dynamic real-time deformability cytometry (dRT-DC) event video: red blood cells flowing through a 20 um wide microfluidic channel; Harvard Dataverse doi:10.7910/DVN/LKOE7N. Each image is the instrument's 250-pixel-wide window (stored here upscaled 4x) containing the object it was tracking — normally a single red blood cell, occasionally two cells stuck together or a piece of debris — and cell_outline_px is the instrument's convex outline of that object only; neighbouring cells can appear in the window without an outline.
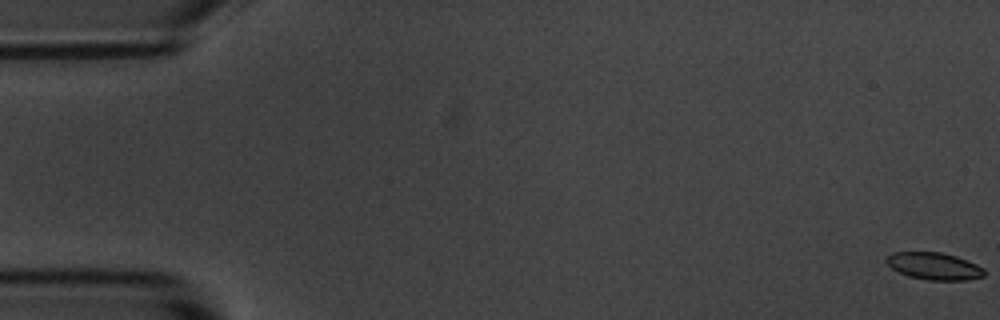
{"species": "common noctule bat (a hibernating species)", "species_latin": "Nyctalus noctula", "temperature_condition": "room temperature", "stored_images_in_passage": 10, "camera_frame_rate_fps": 3000, "um_per_image_px": 0.085, "animal": {"sex": "male", "body_mass_g": 20.1, "forearm_length_mm": 53.5}, "frame": {"image": 1, "passage_image": 1, "time_ms": 0.0, "image_size_px": [1000, 320], "cell_outline_px": [[984, 276], [964, 280], [928, 280], [908, 276], [892, 268], [884, 260], [892, 252], [940, 252], [956, 256], [976, 264], [984, 268]], "centroid_in_image_um": [79.39, 22.61], "position_along_channel_um": 5.6, "area_um2": 15.37}}
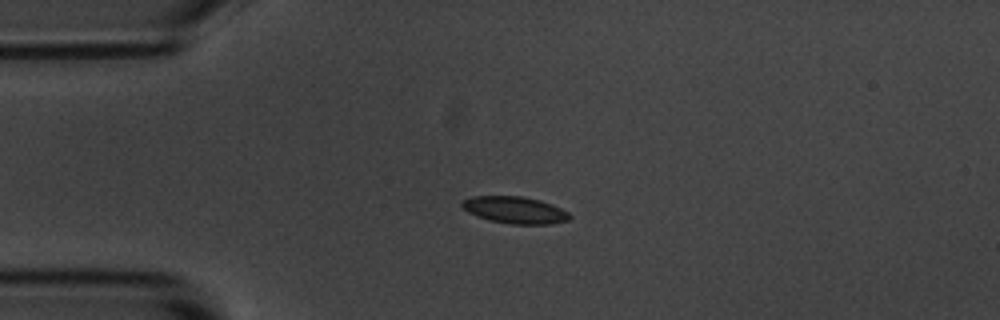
{"frame": {"image": 2, "passage_image": 4, "time_ms": 4.333, "image_size_px": [1000, 320], "cell_outline_px": [[572, 216], [568, 220], [552, 224], [512, 224], [488, 220], [476, 216], [468, 212], [460, 204], [464, 200], [472, 196], [524, 196], [540, 200], [552, 204], [568, 212]], "centroid_in_image_um": [43.78, 17.85], "position_along_channel_um": 41.2, "area_um2": 16.94}}
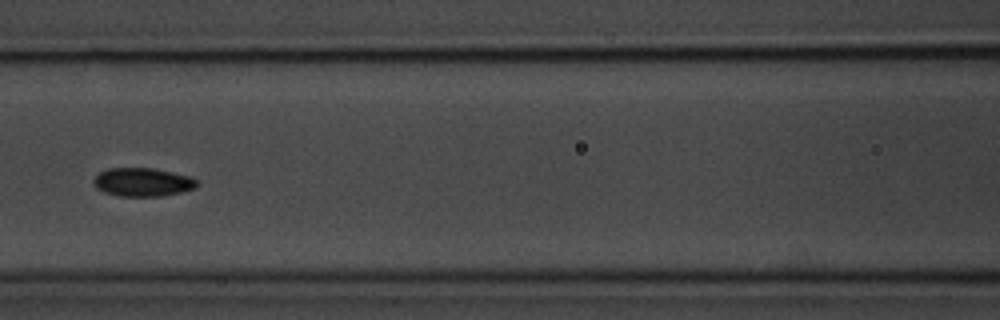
{"frame": {"image": 3, "passage_image": 7, "time_ms": 8.0, "image_size_px": [1000, 320], "cell_outline_px": [[200, 184], [196, 188], [180, 192], [160, 196], [120, 196], [104, 192], [96, 188], [92, 184], [92, 180], [100, 172], [108, 168], [152, 168], [192, 176]], "centroid_in_image_um": [12.13, 15.48], "position_along_channel_um": 154.5, "area_um2": 17.28}}